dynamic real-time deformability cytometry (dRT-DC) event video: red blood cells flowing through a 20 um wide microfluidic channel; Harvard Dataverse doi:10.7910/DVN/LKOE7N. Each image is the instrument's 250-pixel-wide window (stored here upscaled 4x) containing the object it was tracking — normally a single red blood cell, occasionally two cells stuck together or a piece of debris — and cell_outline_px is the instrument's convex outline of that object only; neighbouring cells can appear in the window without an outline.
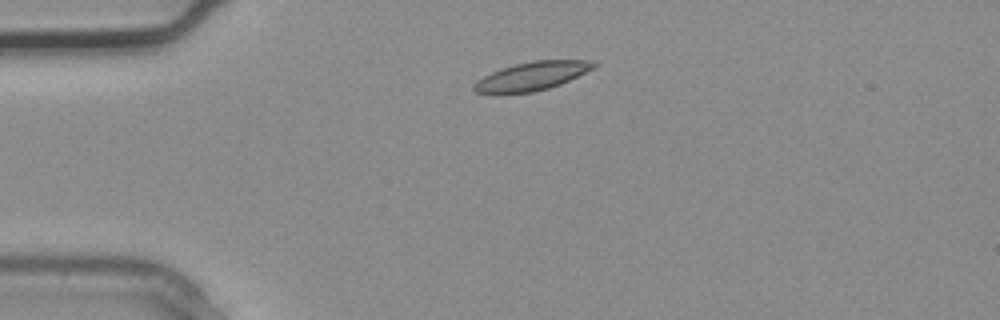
{"species": "common noctule bat (a hibernating species)", "species_latin": "Nyctalus noctula", "temperature_condition": "warm", "stored_images_in_passage": 2, "camera_frame_rate_fps": 3000, "um_per_image_px": 0.085, "animal": {"sex": "male", "body_mass_g": 20.4}, "frame": {"image": 1, "passage_image": 2, "time_ms": 0.333, "image_size_px": [1000, 320], "cell_outline_px": [[596, 64], [592, 68], [560, 84], [548, 88], [532, 92], [500, 96], [476, 92], [472, 88], [472, 84], [476, 80], [500, 68], [532, 60], [596, 60]], "centroid_in_image_um": [45.1, 6.5], "position_along_channel_um": 39.9, "area_um2": 20.23}}